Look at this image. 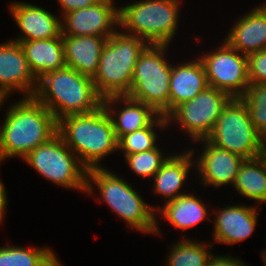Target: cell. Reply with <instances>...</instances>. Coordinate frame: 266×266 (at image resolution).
<instances>
[{"mask_svg":"<svg viewBox=\"0 0 266 266\" xmlns=\"http://www.w3.org/2000/svg\"><path fill=\"white\" fill-rule=\"evenodd\" d=\"M22 98L8 106L0 124V163L17 156L22 160L57 134L54 115L34 97Z\"/></svg>","mask_w":266,"mask_h":266,"instance_id":"6da1fadb","label":"cell"},{"mask_svg":"<svg viewBox=\"0 0 266 266\" xmlns=\"http://www.w3.org/2000/svg\"><path fill=\"white\" fill-rule=\"evenodd\" d=\"M57 133L87 169L102 167L101 160L118 151L115 130L103 105L91 113L62 117Z\"/></svg>","mask_w":266,"mask_h":266,"instance_id":"7a4b0ae2","label":"cell"},{"mask_svg":"<svg viewBox=\"0 0 266 266\" xmlns=\"http://www.w3.org/2000/svg\"><path fill=\"white\" fill-rule=\"evenodd\" d=\"M33 97L58 121L72 114H87L102 106L91 77L65 66L38 79Z\"/></svg>","mask_w":266,"mask_h":266,"instance_id":"3957f363","label":"cell"},{"mask_svg":"<svg viewBox=\"0 0 266 266\" xmlns=\"http://www.w3.org/2000/svg\"><path fill=\"white\" fill-rule=\"evenodd\" d=\"M95 187L103 203L105 202L120 219L125 220L130 228L141 233L161 236L156 206L147 204L125 179L104 167L88 169L86 194L93 195Z\"/></svg>","mask_w":266,"mask_h":266,"instance_id":"277c9868","label":"cell"},{"mask_svg":"<svg viewBox=\"0 0 266 266\" xmlns=\"http://www.w3.org/2000/svg\"><path fill=\"white\" fill-rule=\"evenodd\" d=\"M148 46L141 38L122 30L107 39L92 78L97 93L102 97L127 95L135 65Z\"/></svg>","mask_w":266,"mask_h":266,"instance_id":"5b68a950","label":"cell"},{"mask_svg":"<svg viewBox=\"0 0 266 266\" xmlns=\"http://www.w3.org/2000/svg\"><path fill=\"white\" fill-rule=\"evenodd\" d=\"M182 0H139L119 7V28L148 45H169L178 28Z\"/></svg>","mask_w":266,"mask_h":266,"instance_id":"8992f818","label":"cell"},{"mask_svg":"<svg viewBox=\"0 0 266 266\" xmlns=\"http://www.w3.org/2000/svg\"><path fill=\"white\" fill-rule=\"evenodd\" d=\"M170 45H148L135 65L127 96L150 105L158 114H169L172 64L165 54Z\"/></svg>","mask_w":266,"mask_h":266,"instance_id":"52a82bcc","label":"cell"},{"mask_svg":"<svg viewBox=\"0 0 266 266\" xmlns=\"http://www.w3.org/2000/svg\"><path fill=\"white\" fill-rule=\"evenodd\" d=\"M46 180L66 189L86 193L88 169L57 133L23 159Z\"/></svg>","mask_w":266,"mask_h":266,"instance_id":"ba28073f","label":"cell"},{"mask_svg":"<svg viewBox=\"0 0 266 266\" xmlns=\"http://www.w3.org/2000/svg\"><path fill=\"white\" fill-rule=\"evenodd\" d=\"M206 139L245 159L259 157L262 149V135L254 127L240 98H232L224 107Z\"/></svg>","mask_w":266,"mask_h":266,"instance_id":"9c48e42d","label":"cell"},{"mask_svg":"<svg viewBox=\"0 0 266 266\" xmlns=\"http://www.w3.org/2000/svg\"><path fill=\"white\" fill-rule=\"evenodd\" d=\"M231 99L228 93L208 86L193 99L175 107L166 116L167 127L170 123H178L177 126L197 144L198 140L208 137Z\"/></svg>","mask_w":266,"mask_h":266,"instance_id":"30bf717a","label":"cell"},{"mask_svg":"<svg viewBox=\"0 0 266 266\" xmlns=\"http://www.w3.org/2000/svg\"><path fill=\"white\" fill-rule=\"evenodd\" d=\"M198 57L203 63L210 87L224 91L232 98L246 94L250 85L246 55L223 40L219 47Z\"/></svg>","mask_w":266,"mask_h":266,"instance_id":"8fae6325","label":"cell"},{"mask_svg":"<svg viewBox=\"0 0 266 266\" xmlns=\"http://www.w3.org/2000/svg\"><path fill=\"white\" fill-rule=\"evenodd\" d=\"M119 28V7L114 0L73 10L61 17V35L110 38Z\"/></svg>","mask_w":266,"mask_h":266,"instance_id":"7c38bea8","label":"cell"},{"mask_svg":"<svg viewBox=\"0 0 266 266\" xmlns=\"http://www.w3.org/2000/svg\"><path fill=\"white\" fill-rule=\"evenodd\" d=\"M37 78L31 71L24 51L18 42L10 39L0 44V95L9 98L15 92L33 97ZM13 92V93H12Z\"/></svg>","mask_w":266,"mask_h":266,"instance_id":"4fadbf2b","label":"cell"},{"mask_svg":"<svg viewBox=\"0 0 266 266\" xmlns=\"http://www.w3.org/2000/svg\"><path fill=\"white\" fill-rule=\"evenodd\" d=\"M198 141L204 144L201 154L194 159L201 184L214 188L230 184L233 186L245 158L212 144L206 138Z\"/></svg>","mask_w":266,"mask_h":266,"instance_id":"5bb4252c","label":"cell"},{"mask_svg":"<svg viewBox=\"0 0 266 266\" xmlns=\"http://www.w3.org/2000/svg\"><path fill=\"white\" fill-rule=\"evenodd\" d=\"M238 205V206H237ZM258 206L236 204L214 210L213 241L223 244L243 242L254 233L258 221Z\"/></svg>","mask_w":266,"mask_h":266,"instance_id":"9a60e30c","label":"cell"},{"mask_svg":"<svg viewBox=\"0 0 266 266\" xmlns=\"http://www.w3.org/2000/svg\"><path fill=\"white\" fill-rule=\"evenodd\" d=\"M9 11L16 25L23 33L14 42L51 39L61 34V18L49 10L31 3L12 2Z\"/></svg>","mask_w":266,"mask_h":266,"instance_id":"2e32d148","label":"cell"},{"mask_svg":"<svg viewBox=\"0 0 266 266\" xmlns=\"http://www.w3.org/2000/svg\"><path fill=\"white\" fill-rule=\"evenodd\" d=\"M117 104H123V107L116 110L113 106ZM102 105L111 118L117 140L123 135L147 127L159 115L150 105L127 95L105 97Z\"/></svg>","mask_w":266,"mask_h":266,"instance_id":"e0dca14e","label":"cell"},{"mask_svg":"<svg viewBox=\"0 0 266 266\" xmlns=\"http://www.w3.org/2000/svg\"><path fill=\"white\" fill-rule=\"evenodd\" d=\"M224 40L246 56L266 49V3L237 19Z\"/></svg>","mask_w":266,"mask_h":266,"instance_id":"ac0fdd59","label":"cell"},{"mask_svg":"<svg viewBox=\"0 0 266 266\" xmlns=\"http://www.w3.org/2000/svg\"><path fill=\"white\" fill-rule=\"evenodd\" d=\"M195 148H190L182 153L170 154L168 159L153 176V191L163 196L165 203L175 200L179 196L188 192L181 191L188 178L192 167L195 168L194 152ZM183 187V188H182Z\"/></svg>","mask_w":266,"mask_h":266,"instance_id":"d6986e66","label":"cell"},{"mask_svg":"<svg viewBox=\"0 0 266 266\" xmlns=\"http://www.w3.org/2000/svg\"><path fill=\"white\" fill-rule=\"evenodd\" d=\"M208 86L205 69L199 57L173 65L170 75L169 113L183 102L193 99Z\"/></svg>","mask_w":266,"mask_h":266,"instance_id":"ffe728a7","label":"cell"},{"mask_svg":"<svg viewBox=\"0 0 266 266\" xmlns=\"http://www.w3.org/2000/svg\"><path fill=\"white\" fill-rule=\"evenodd\" d=\"M62 39L66 66L93 78L107 38L62 35Z\"/></svg>","mask_w":266,"mask_h":266,"instance_id":"44dd1931","label":"cell"},{"mask_svg":"<svg viewBox=\"0 0 266 266\" xmlns=\"http://www.w3.org/2000/svg\"><path fill=\"white\" fill-rule=\"evenodd\" d=\"M19 43L37 80L48 72L66 66L61 34L56 38L27 40Z\"/></svg>","mask_w":266,"mask_h":266,"instance_id":"7402d4cb","label":"cell"},{"mask_svg":"<svg viewBox=\"0 0 266 266\" xmlns=\"http://www.w3.org/2000/svg\"><path fill=\"white\" fill-rule=\"evenodd\" d=\"M207 209L202 198L186 193L164 203L163 207H156V215L160 213L161 219L167 220L171 226L186 231L200 222L203 223L206 219L210 220Z\"/></svg>","mask_w":266,"mask_h":266,"instance_id":"603a6c76","label":"cell"},{"mask_svg":"<svg viewBox=\"0 0 266 266\" xmlns=\"http://www.w3.org/2000/svg\"><path fill=\"white\" fill-rule=\"evenodd\" d=\"M233 186L241 196L258 202V206L266 203V166L260 156L243 161Z\"/></svg>","mask_w":266,"mask_h":266,"instance_id":"cb8c5ba5","label":"cell"},{"mask_svg":"<svg viewBox=\"0 0 266 266\" xmlns=\"http://www.w3.org/2000/svg\"><path fill=\"white\" fill-rule=\"evenodd\" d=\"M0 266H62L48 247L0 246Z\"/></svg>","mask_w":266,"mask_h":266,"instance_id":"d4e9b609","label":"cell"},{"mask_svg":"<svg viewBox=\"0 0 266 266\" xmlns=\"http://www.w3.org/2000/svg\"><path fill=\"white\" fill-rule=\"evenodd\" d=\"M213 243L205 244V242H198L184 238L182 241H176L170 246L171 250L168 252L166 258V266H206L210 256L212 255ZM209 246V248H208Z\"/></svg>","mask_w":266,"mask_h":266,"instance_id":"484cf974","label":"cell"},{"mask_svg":"<svg viewBox=\"0 0 266 266\" xmlns=\"http://www.w3.org/2000/svg\"><path fill=\"white\" fill-rule=\"evenodd\" d=\"M167 120L159 114L147 127L123 135L118 140V151H122L124 156L151 150L157 146V128L166 129Z\"/></svg>","mask_w":266,"mask_h":266,"instance_id":"4316f807","label":"cell"},{"mask_svg":"<svg viewBox=\"0 0 266 266\" xmlns=\"http://www.w3.org/2000/svg\"><path fill=\"white\" fill-rule=\"evenodd\" d=\"M170 155H164L159 146L140 153L126 155L125 162L129 169L143 179H151Z\"/></svg>","mask_w":266,"mask_h":266,"instance_id":"83f0119b","label":"cell"},{"mask_svg":"<svg viewBox=\"0 0 266 266\" xmlns=\"http://www.w3.org/2000/svg\"><path fill=\"white\" fill-rule=\"evenodd\" d=\"M240 99L245 103L254 127L262 135L266 132V83L250 84Z\"/></svg>","mask_w":266,"mask_h":266,"instance_id":"f1b7e54d","label":"cell"},{"mask_svg":"<svg viewBox=\"0 0 266 266\" xmlns=\"http://www.w3.org/2000/svg\"><path fill=\"white\" fill-rule=\"evenodd\" d=\"M247 68L250 84L266 83V49L249 54Z\"/></svg>","mask_w":266,"mask_h":266,"instance_id":"f546056e","label":"cell"},{"mask_svg":"<svg viewBox=\"0 0 266 266\" xmlns=\"http://www.w3.org/2000/svg\"><path fill=\"white\" fill-rule=\"evenodd\" d=\"M60 4L61 14L65 15L73 10L86 8L99 2L100 0H57Z\"/></svg>","mask_w":266,"mask_h":266,"instance_id":"4dcf8cb0","label":"cell"},{"mask_svg":"<svg viewBox=\"0 0 266 266\" xmlns=\"http://www.w3.org/2000/svg\"><path fill=\"white\" fill-rule=\"evenodd\" d=\"M206 266H248L243 261L228 255H212L210 256Z\"/></svg>","mask_w":266,"mask_h":266,"instance_id":"1f68e13d","label":"cell"},{"mask_svg":"<svg viewBox=\"0 0 266 266\" xmlns=\"http://www.w3.org/2000/svg\"><path fill=\"white\" fill-rule=\"evenodd\" d=\"M5 185L0 179V225L5 218V210L8 205L7 193Z\"/></svg>","mask_w":266,"mask_h":266,"instance_id":"d6a6232c","label":"cell"},{"mask_svg":"<svg viewBox=\"0 0 266 266\" xmlns=\"http://www.w3.org/2000/svg\"><path fill=\"white\" fill-rule=\"evenodd\" d=\"M259 156L263 160V162H264V164L266 166V147H262Z\"/></svg>","mask_w":266,"mask_h":266,"instance_id":"836d02e7","label":"cell"},{"mask_svg":"<svg viewBox=\"0 0 266 266\" xmlns=\"http://www.w3.org/2000/svg\"><path fill=\"white\" fill-rule=\"evenodd\" d=\"M262 253H261V257L260 258H262V262H263V264H264V266H266V248L263 250V251H261Z\"/></svg>","mask_w":266,"mask_h":266,"instance_id":"e575fe53","label":"cell"},{"mask_svg":"<svg viewBox=\"0 0 266 266\" xmlns=\"http://www.w3.org/2000/svg\"><path fill=\"white\" fill-rule=\"evenodd\" d=\"M262 147H266V132L262 134Z\"/></svg>","mask_w":266,"mask_h":266,"instance_id":"d590c367","label":"cell"},{"mask_svg":"<svg viewBox=\"0 0 266 266\" xmlns=\"http://www.w3.org/2000/svg\"><path fill=\"white\" fill-rule=\"evenodd\" d=\"M8 100L6 97L0 95V108L2 107V104L4 105V102Z\"/></svg>","mask_w":266,"mask_h":266,"instance_id":"8d00e7d4","label":"cell"}]
</instances>
